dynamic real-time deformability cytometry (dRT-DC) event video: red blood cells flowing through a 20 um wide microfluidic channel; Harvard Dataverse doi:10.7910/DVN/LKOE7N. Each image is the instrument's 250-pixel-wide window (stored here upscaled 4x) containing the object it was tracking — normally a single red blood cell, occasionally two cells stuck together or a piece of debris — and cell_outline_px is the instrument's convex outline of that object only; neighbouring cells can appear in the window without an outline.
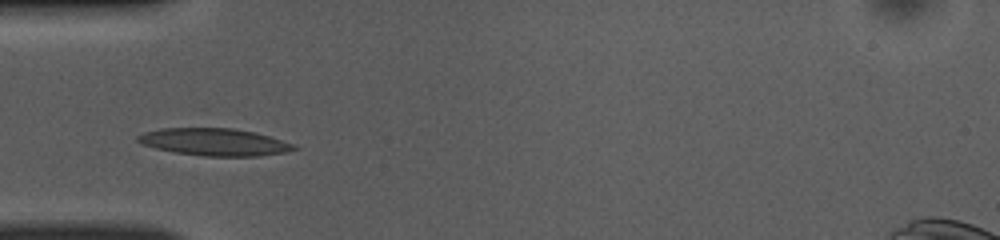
{"species": "common noctule bat (a hibernating species)", "species_latin": "Nyctalus noctula", "temperature_condition": "room temperature", "stored_images_in_passage": 37, "camera_frame_rate_fps": 3000, "um_per_image_px": 0.085, "animal": {"sex": "female", "body_mass_g": 10.0, "forearm_length_mm": 53.1}, "frame": {"image": 1, "passage_image": 2, "time_ms": 0.333, "image_size_px": [1000, 240], "cell_outline_px": [[300, 148], [288, 152], [260, 156], [204, 156], [176, 152], [156, 148], [144, 144], [136, 140], [136, 136], [144, 132], [160, 128], [232, 128], [252, 132], [268, 136], [292, 144]], "centroid_in_image_um": [18.22, 12.07], "position_along_channel_um": 66.8, "area_um2": 24.62}}
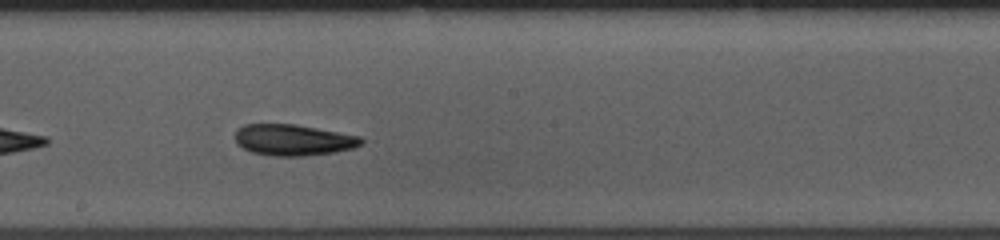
{"frame": {"image": 2, "passage_image": 14, "time_ms": 4.333, "image_size_px": [1000, 240], "cell_outline_px": [[364, 144], [352, 148], [332, 152], [300, 156], [272, 156], [252, 152], [236, 144], [236, 132], [244, 124], [296, 124], [360, 136], [364, 140]], "centroid_in_image_um": [24.94, 11.89], "position_along_channel_um": 223.3, "area_um2": 22.77}}
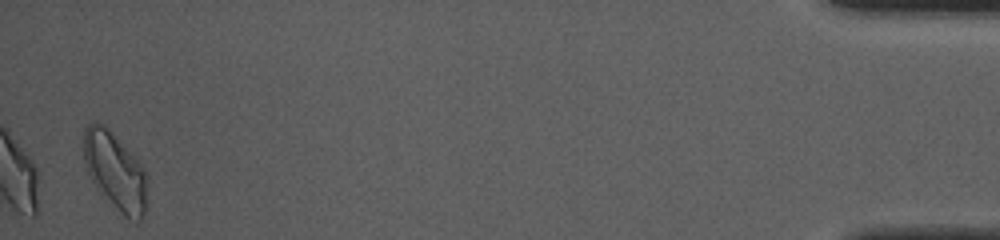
{"frame": {"image": 3, "passage_image": 36, "time_ms": 11.667, "image_size_px": [1000, 240], "cell_outline_px": [[148, 184], [144, 212], [140, 224], [128, 220], [100, 196], [88, 172], [84, 160], [84, 128], [88, 124], [104, 124], [108, 128], [144, 168], [148, 176]], "centroid_in_image_um": [9.81, 14.64], "position_along_channel_um": 425.4, "area_um2": 29.02}, "authors_computed_cell_mechanics": {"area_um2": 22.8888, "velocity_mm_per_s": 3.91, "shape_relaxation_time_tau1_ms": 9.416, "shape_relaxation_time_tau2_ms": null, "deformation_change_tau1": 0.1895, "deformation_change_tau2": null}}